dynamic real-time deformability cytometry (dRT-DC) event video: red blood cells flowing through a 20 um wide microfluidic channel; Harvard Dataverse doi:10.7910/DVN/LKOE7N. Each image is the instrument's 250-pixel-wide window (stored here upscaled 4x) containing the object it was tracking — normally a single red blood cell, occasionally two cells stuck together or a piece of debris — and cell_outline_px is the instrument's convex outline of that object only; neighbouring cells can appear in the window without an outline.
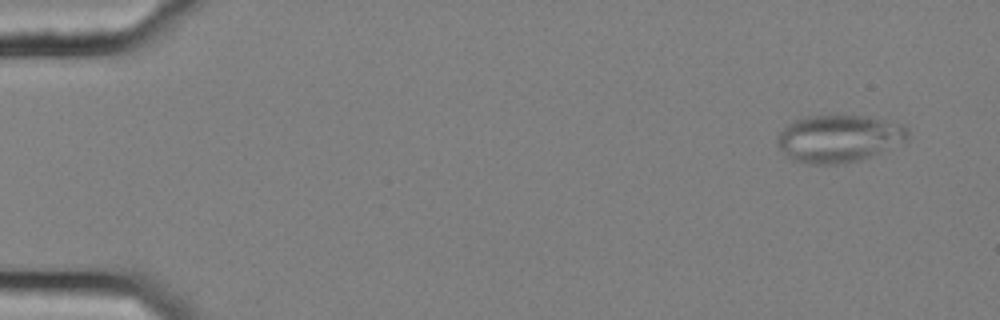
{"species": "common noctule bat (a hibernating species)", "species_latin": "Nyctalus noctula", "temperature_condition": "cold", "stored_images_in_passage": 56, "camera_frame_rate_fps": 3000, "um_per_image_px": 0.085, "animal": {"sex": "female", "body_mass_g": 25.1}, "frame": {"image": 1, "passage_image": 4, "time_ms": 1.0, "image_size_px": [1000, 320], "cell_outline_px": [[908, 140], [880, 152], [860, 160], [844, 164], [808, 164], [792, 160], [776, 144], [776, 140], [780, 132], [788, 124], [804, 116], [836, 112], [864, 116], [884, 120], [900, 124], [908, 128]], "centroid_in_image_um": [71.28, 11.74], "position_along_channel_um": 13.7, "area_um2": 36.7}}
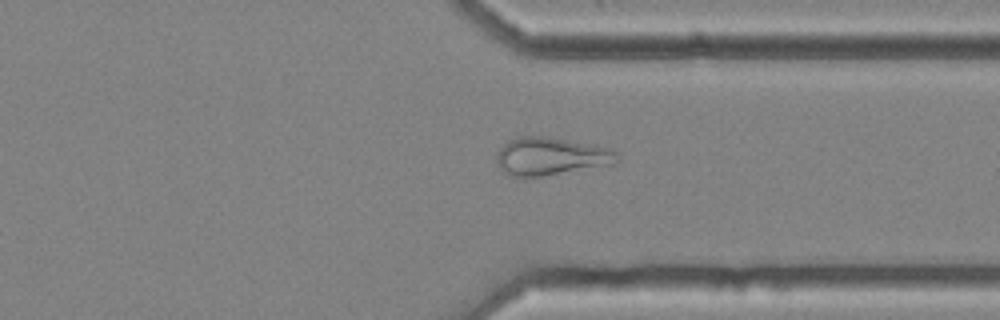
{"frame": {"image": 2, "passage_image": 43, "time_ms": 14.0, "image_size_px": [1000, 320], "cell_outline_px": [[620, 160], [616, 164], [524, 180], [520, 180], [504, 172], [500, 168], [496, 160], [496, 156], [500, 148], [508, 140], [516, 136], [540, 136], [588, 144], [608, 148], [616, 152], [620, 156]], "centroid_in_image_um": [46.79, 13.34], "position_along_channel_um": 364.6, "area_um2": 27.17}}
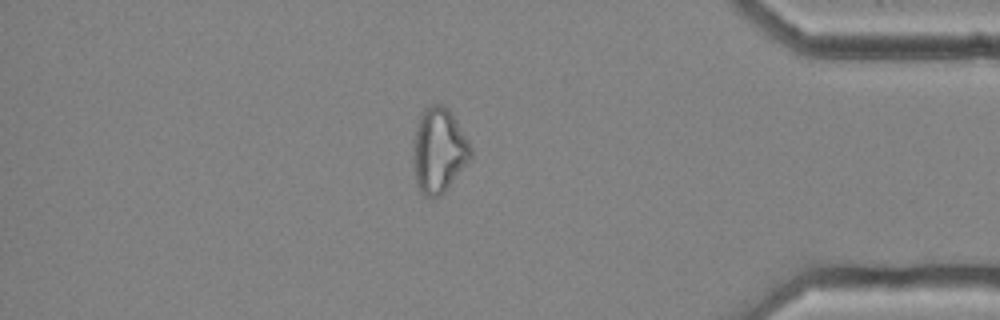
{"frame": {"image": 3, "passage_image": 48, "time_ms": 15.667, "image_size_px": [1000, 320], "cell_outline_px": [[472, 156], [444, 192], [440, 196], [424, 196], [416, 180], [416, 128], [420, 116], [424, 108], [432, 104], [444, 104], [456, 120], [468, 140], [472, 148]], "centroid_in_image_um": [37.35, 12.75], "position_along_channel_um": 397.8, "area_um2": 27.28}, "authors_computed_cell_mechanics": {"area_um2": 28.2642, "velocity_mm_per_s": 3.6844, "shape_relaxation_time_tau1_ms": null, "shape_relaxation_time_tau2_ms": 3.2633, "deformation_change_tau1": null, "deformation_change_tau2": 0.123}}